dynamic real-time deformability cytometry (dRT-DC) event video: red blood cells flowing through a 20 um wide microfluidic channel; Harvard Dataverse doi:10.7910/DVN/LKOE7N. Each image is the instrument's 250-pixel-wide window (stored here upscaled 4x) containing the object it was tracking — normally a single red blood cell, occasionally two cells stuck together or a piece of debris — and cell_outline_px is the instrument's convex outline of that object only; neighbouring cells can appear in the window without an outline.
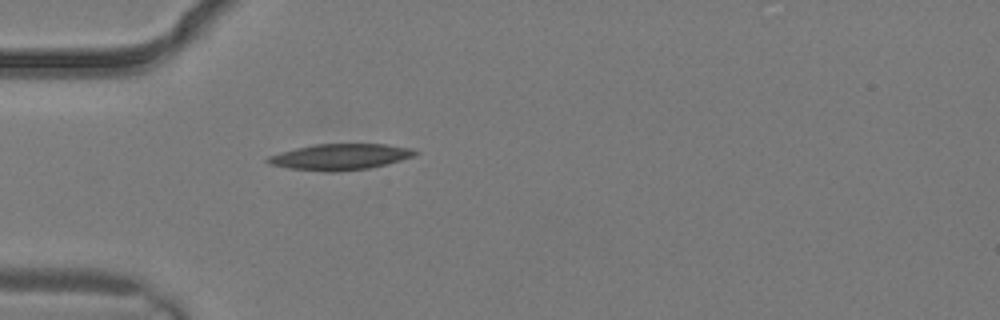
{"species": "common noctule bat (a hibernating species)", "species_latin": "Nyctalus noctula", "temperature_condition": "warm", "stored_images_in_passage": 2, "camera_frame_rate_fps": 3000, "um_per_image_px": 0.085, "animal": {"sex": "male", "body_mass_g": 19.2, "forearm_length_mm": 51.8}, "frame": {"image": 1, "passage_image": 2, "time_ms": 0.333, "image_size_px": [1000, 320], "cell_outline_px": [[420, 152], [416, 156], [368, 168], [332, 172], [328, 172], [288, 168], [268, 164], [264, 160], [268, 156], [280, 152], [296, 148], [316, 144], [384, 144], [412, 148]], "centroid_in_image_um": [28.9, 13.33], "position_along_channel_um": 56.1, "area_um2": 22.31}}